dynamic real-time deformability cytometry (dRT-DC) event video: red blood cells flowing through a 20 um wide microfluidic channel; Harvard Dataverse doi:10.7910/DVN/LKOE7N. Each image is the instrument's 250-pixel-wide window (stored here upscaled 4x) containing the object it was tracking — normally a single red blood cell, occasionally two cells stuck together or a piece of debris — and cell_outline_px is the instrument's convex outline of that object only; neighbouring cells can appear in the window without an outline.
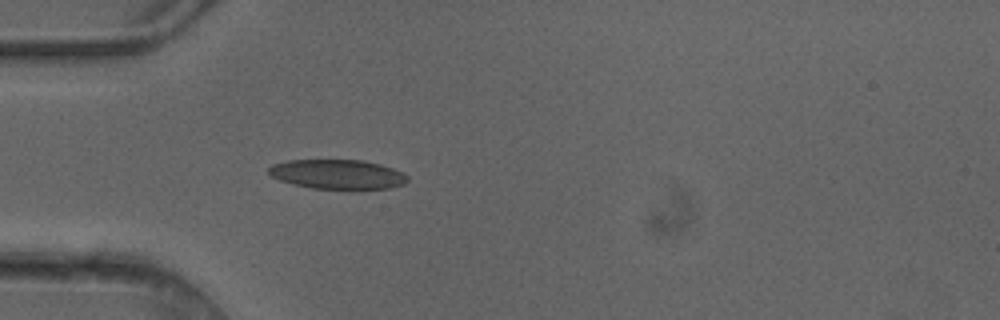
{"species": "common noctule bat (a hibernating species)", "species_latin": "Nyctalus noctula", "temperature_condition": "cold", "stored_images_in_passage": 1, "camera_frame_rate_fps": 3000, "um_per_image_px": 0.085, "animal": {"sex": "female"}, "frame": {"image": 1, "passage_image": 1, "time_ms": 0.0, "image_size_px": [1000, 320], "cell_outline_px": [[408, 180], [404, 184], [392, 188], [312, 188], [292, 184], [280, 180], [272, 176], [268, 172], [268, 168], [272, 164], [288, 160], [364, 160], [380, 164], [392, 168], [408, 176]], "centroid_in_image_um": [28.67, 14.8], "position_along_channel_um": 56.3, "area_um2": 23.64}}